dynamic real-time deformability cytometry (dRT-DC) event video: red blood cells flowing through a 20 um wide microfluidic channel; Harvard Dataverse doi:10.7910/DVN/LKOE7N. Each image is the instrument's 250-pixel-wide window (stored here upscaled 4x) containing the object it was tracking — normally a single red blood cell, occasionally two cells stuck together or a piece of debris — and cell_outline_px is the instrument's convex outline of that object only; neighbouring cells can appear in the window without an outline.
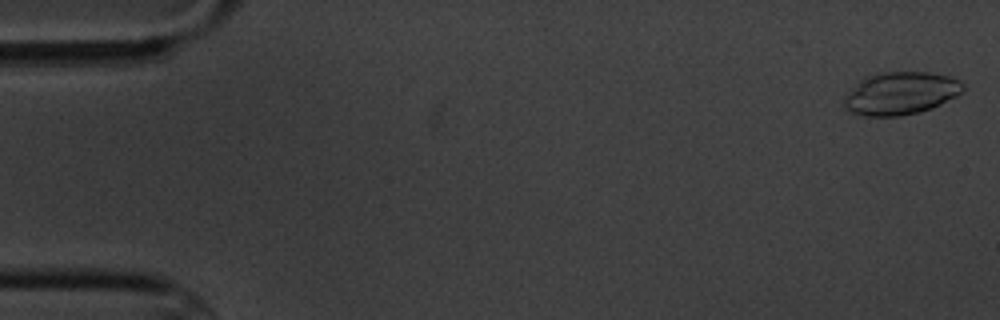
{"species": "common noctule bat (a hibernating species)", "species_latin": "Nyctalus noctula", "temperature_condition": "cold", "stored_images_in_passage": 6, "camera_frame_rate_fps": 3000, "um_per_image_px": 0.085, "animal": {"sex": "male", "body_mass_g": 20.1, "forearm_length_mm": 53.5}, "frame": {"image": 1, "passage_image": 1, "time_ms": 0.0, "image_size_px": [1000, 320], "cell_outline_px": [[964, 92], [932, 108], [900, 116], [864, 116], [852, 112], [844, 108], [844, 100], [852, 88], [864, 76], [880, 72], [928, 72], [948, 76], [960, 80], [964, 84]], "centroid_in_image_um": [76.57, 7.92], "position_along_channel_um": 8.4, "area_um2": 29.54}}
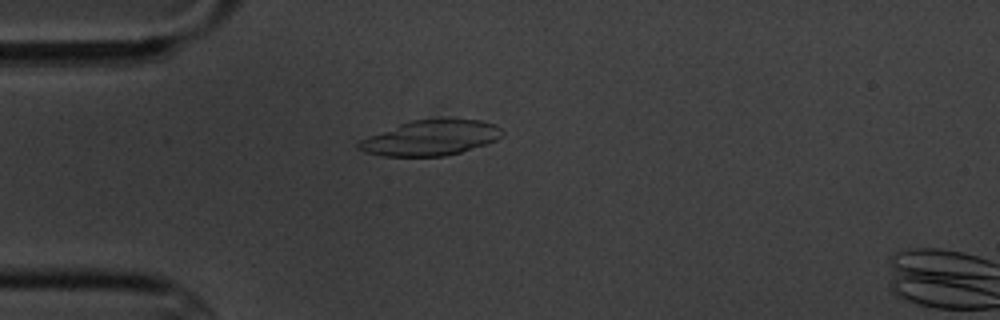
{"frame": {"image": 2, "passage_image": 5, "time_ms": 4.667, "image_size_px": [1000, 320], "cell_outline_px": [[504, 132], [496, 140], [460, 152], [444, 156], [384, 156], [364, 152], [356, 148], [356, 144], [360, 140], [400, 124], [412, 120], [444, 116], [448, 116], [480, 120], [496, 124]], "centroid_in_image_um": [36.63, 11.68], "position_along_channel_um": 48.4, "area_um2": 29.94}}